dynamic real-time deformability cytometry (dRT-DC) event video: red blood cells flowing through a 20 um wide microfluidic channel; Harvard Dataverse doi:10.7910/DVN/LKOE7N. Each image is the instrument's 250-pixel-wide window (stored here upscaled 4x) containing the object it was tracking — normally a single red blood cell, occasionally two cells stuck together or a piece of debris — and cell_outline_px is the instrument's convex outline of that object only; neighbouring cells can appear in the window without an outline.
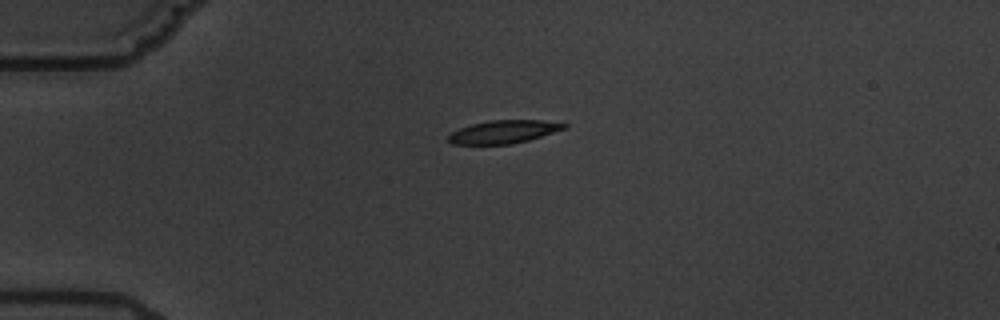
{"species": "common noctule bat (a hibernating species)", "species_latin": "Nyctalus noctula", "temperature_condition": "warm", "stored_images_in_passage": 2, "camera_frame_rate_fps": 3000, "um_per_image_px": 0.085, "animal": {"sex": "male", "body_mass_g": 19.5, "forearm_length_mm": 54.6}, "frame": {"image": 1, "passage_image": 1, "time_ms": 0.0, "image_size_px": [1000, 320], "cell_outline_px": [[568, 128], [528, 140], [512, 144], [452, 144], [448, 140], [448, 136], [452, 132], [460, 128], [472, 124], [488, 120], [540, 120], [568, 124]], "centroid_in_image_um": [42.83, 11.2], "position_along_channel_um": 42.2, "area_um2": 15.49}}